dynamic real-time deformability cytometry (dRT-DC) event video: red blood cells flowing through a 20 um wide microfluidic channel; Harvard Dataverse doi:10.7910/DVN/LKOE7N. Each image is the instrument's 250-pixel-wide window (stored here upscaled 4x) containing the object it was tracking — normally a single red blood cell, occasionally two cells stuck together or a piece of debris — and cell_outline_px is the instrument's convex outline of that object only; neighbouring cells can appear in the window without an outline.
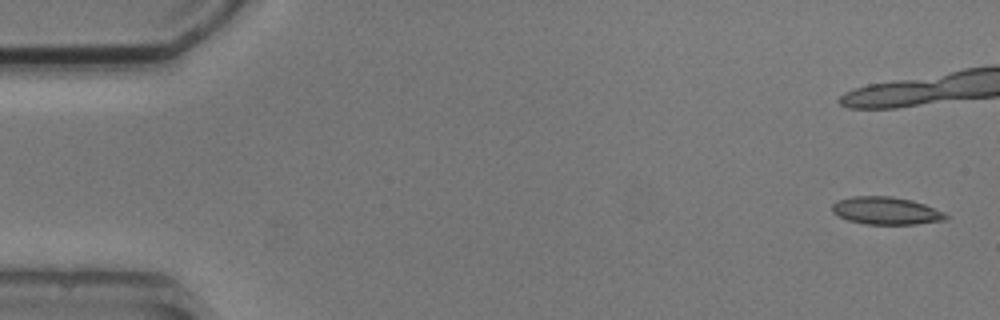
{"species": "common noctule bat (a hibernating species)", "species_latin": "Nyctalus noctula", "temperature_condition": "cold", "stored_images_in_passage": 6, "camera_frame_rate_fps": 3000, "um_per_image_px": 0.085, "animal": {"sex": "male", "body_mass_g": 20.5, "forearm_length_mm": 52.5}, "frame": {"image": 1, "passage_image": 1, "time_ms": 0.0, "image_size_px": [1000, 320], "cell_outline_px": [[948, 216], [944, 220], [916, 224], [864, 224], [848, 220], [832, 212], [832, 204], [836, 200], [852, 196], [892, 196], [912, 200], [924, 204], [944, 212]], "centroid_in_image_um": [75.29, 17.9], "position_along_channel_um": 9.7, "area_um2": 18.26}}